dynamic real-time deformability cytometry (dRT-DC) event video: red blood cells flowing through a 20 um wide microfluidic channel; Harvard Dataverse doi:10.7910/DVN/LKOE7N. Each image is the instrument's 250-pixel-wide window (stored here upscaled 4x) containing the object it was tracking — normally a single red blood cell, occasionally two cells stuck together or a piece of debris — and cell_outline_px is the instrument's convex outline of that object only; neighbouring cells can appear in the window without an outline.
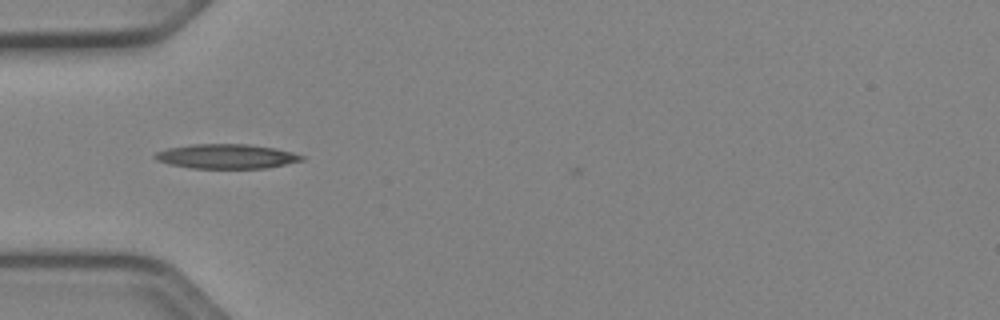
{"species": "Egyptian fruit bat (a non-hibernating species)", "species_latin": "Rousettus aegyptiacus", "temperature_condition": "cold", "stored_images_in_passage": 36, "camera_frame_rate_fps": 3000, "um_per_image_px": 0.085, "animal": {"sex": "female"}, "frame": {"image": 1, "passage_image": 1, "time_ms": 0.0, "image_size_px": [1000, 320], "cell_outline_px": [[304, 160], [268, 168], [192, 168], [168, 164], [156, 160], [152, 156], [156, 152], [168, 148], [192, 144], [248, 144], [276, 148], [292, 152], [304, 156]], "centroid_in_image_um": [19.24, 13.29], "position_along_channel_um": 65.8, "area_um2": 21.04}}
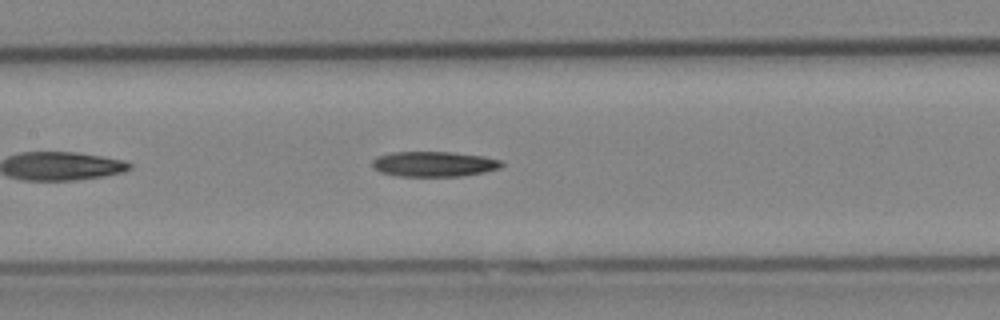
{"frame": {"image": 2, "passage_image": 9, "time_ms": 2.667, "image_size_px": [1000, 320], "cell_outline_px": [[504, 164], [500, 168], [484, 172], [460, 176], [396, 176], [380, 172], [372, 168], [372, 160], [376, 156], [392, 152], [448, 152], [484, 156], [500, 160]], "centroid_in_image_um": [36.85, 13.94], "position_along_channel_um": 170.6, "area_um2": 19.07}}
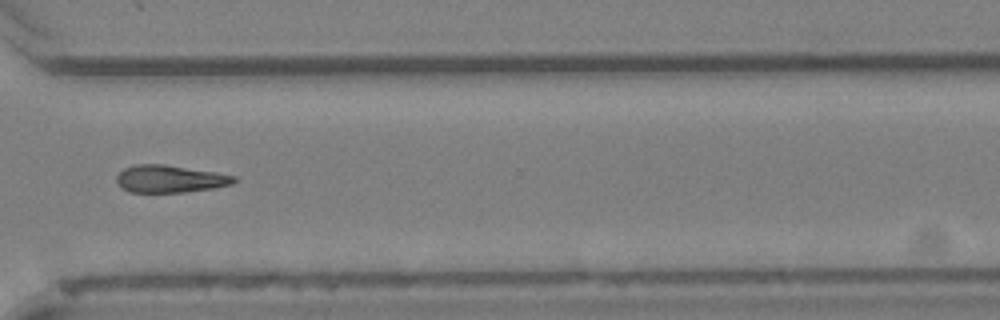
{"frame": {"image": 3, "passage_image": 23, "time_ms": 7.333, "image_size_px": [1000, 320], "cell_outline_px": [[240, 180], [232, 184], [212, 188], [184, 192], [128, 192], [120, 188], [116, 180], [116, 176], [124, 168], [136, 164], [164, 164], [216, 172], [236, 176]], "centroid_in_image_um": [14.44, 15.2], "position_along_channel_um": 356.2, "area_um2": 18.9}}